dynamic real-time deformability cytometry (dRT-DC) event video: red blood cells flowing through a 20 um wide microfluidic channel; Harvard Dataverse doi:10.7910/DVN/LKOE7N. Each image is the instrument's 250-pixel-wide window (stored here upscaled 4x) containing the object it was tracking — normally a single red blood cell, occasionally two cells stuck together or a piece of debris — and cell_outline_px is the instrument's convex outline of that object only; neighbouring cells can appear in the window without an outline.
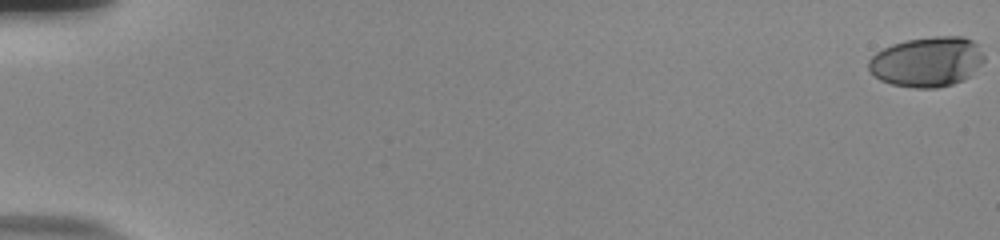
{"species": "human", "species_latin": "Homo sapiens", "temperature_condition": "room temperature", "stored_images_in_passage": 58, "camera_frame_rate_fps": 3000, "um_per_image_px": 0.085, "donor": {"sex": "male"}, "frame": {"image": 1, "passage_image": 1, "time_ms": 0.0, "image_size_px": [1000, 240], "cell_outline_px": [[984, 60], [964, 80], [952, 84], [936, 88], [912, 88], [892, 84], [880, 80], [868, 68], [868, 60], [876, 52], [892, 44], [904, 40], [932, 36], [964, 36], [972, 40], [976, 44], [984, 56]], "centroid_in_image_um": [78.78, 5.24], "position_along_channel_um": 6.2, "area_um2": 33.64}}
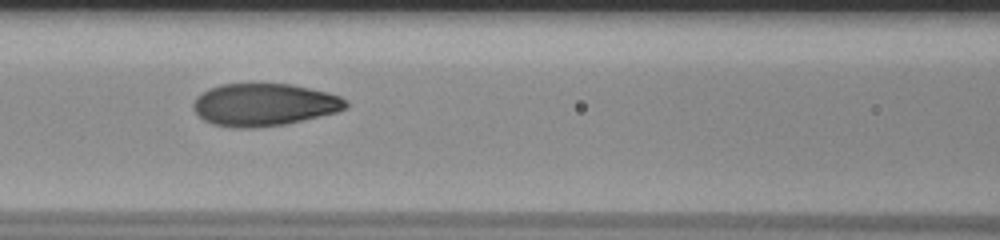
{"frame": {"image": 2, "passage_image": 28, "time_ms": 9.0, "image_size_px": [1000, 240], "cell_outline_px": [[348, 108], [336, 112], [284, 124], [256, 128], [232, 128], [212, 124], [204, 120], [192, 108], [192, 104], [196, 96], [208, 88], [220, 84], [292, 84], [328, 92], [340, 96], [348, 104]], "centroid_in_image_um": [22.41, 8.9], "position_along_channel_um": 144.2, "area_um2": 37.86}}
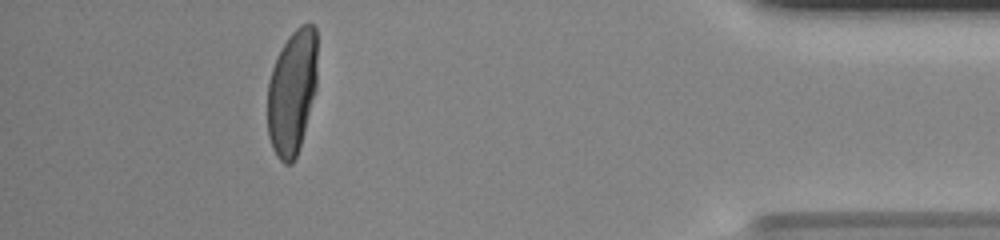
{"frame": {"image": 3, "passage_image": 53, "time_ms": 17.333, "image_size_px": [1000, 240], "cell_outline_px": [[316, 88], [300, 144], [296, 156], [292, 164], [284, 164], [276, 156], [272, 148], [268, 136], [268, 84], [272, 68], [288, 36], [300, 24], [312, 24], [316, 28]], "centroid_in_image_um": [24.82, 7.83], "position_along_channel_um": 410.4, "area_um2": 35.95}, "authors_computed_cell_mechanics": {"area_um2": 36.992, "velocity_mm_per_s": 3.7356, "shape_relaxation_time_tau1_ms": 5.2437, "shape_relaxation_time_tau2_ms": null, "deformation_change_tau1": 0.2689, "deformation_change_tau2": null}}